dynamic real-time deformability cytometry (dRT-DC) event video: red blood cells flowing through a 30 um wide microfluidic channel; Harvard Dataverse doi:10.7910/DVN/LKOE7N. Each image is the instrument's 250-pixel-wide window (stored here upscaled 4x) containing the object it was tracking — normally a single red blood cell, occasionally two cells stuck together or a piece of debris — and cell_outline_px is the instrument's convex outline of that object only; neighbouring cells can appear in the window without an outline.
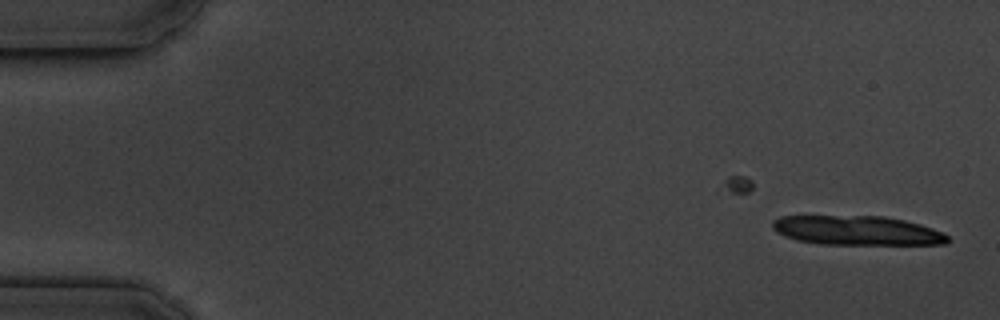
{"species": "common noctule bat (a hibernating species)", "species_latin": "Nyctalus noctula", "temperature_condition": "cold", "stored_images_in_passage": 3, "camera_frame_rate_fps": 3000, "um_per_image_px": 0.085, "animal": {"sex": "male", "body_mass_g": 19.5, "forearm_length_mm": 54.6}, "frame": {"image": 1, "passage_image": 3, "time_ms": 2.333, "image_size_px": [1000, 320], "cell_outline_px": [[952, 240], [944, 244], [820, 244], [796, 240], [784, 236], [776, 232], [772, 228], [772, 220], [780, 216], [884, 216], [904, 220], [920, 224], [944, 232]], "centroid_in_image_um": [72.84, 19.59], "position_along_channel_um": 12.2, "area_um2": 30.11}}